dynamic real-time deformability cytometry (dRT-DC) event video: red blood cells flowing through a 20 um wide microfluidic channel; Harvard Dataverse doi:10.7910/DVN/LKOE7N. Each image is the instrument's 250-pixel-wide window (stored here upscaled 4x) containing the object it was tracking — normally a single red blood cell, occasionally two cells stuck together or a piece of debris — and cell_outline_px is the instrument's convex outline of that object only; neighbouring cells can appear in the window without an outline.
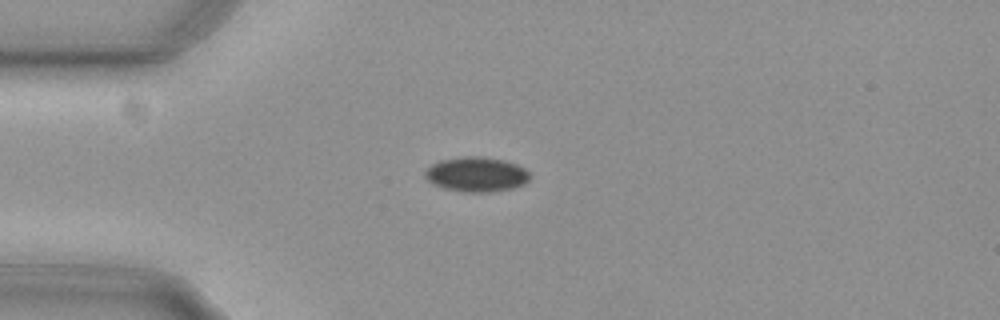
{"species": "common noctule bat (a hibernating species)", "species_latin": "Nyctalus noctula", "temperature_condition": "cold", "stored_images_in_passage": 22, "camera_frame_rate_fps": 3000, "um_per_image_px": 0.085, "animal": {"sex": "female", "body_mass_g": 29.2, "forearm_length_mm": 56.3}, "frame": {"image": 1, "passage_image": 1, "time_ms": 0.0, "image_size_px": [1000, 320], "cell_outline_px": [[532, 176], [524, 184], [512, 188], [488, 192], [464, 192], [444, 188], [432, 184], [424, 176], [424, 172], [432, 164], [440, 160], [464, 156], [480, 156], [504, 160], [516, 164], [524, 168]], "centroid_in_image_um": [40.49, 14.82], "position_along_channel_um": 44.5, "area_um2": 21.27}}
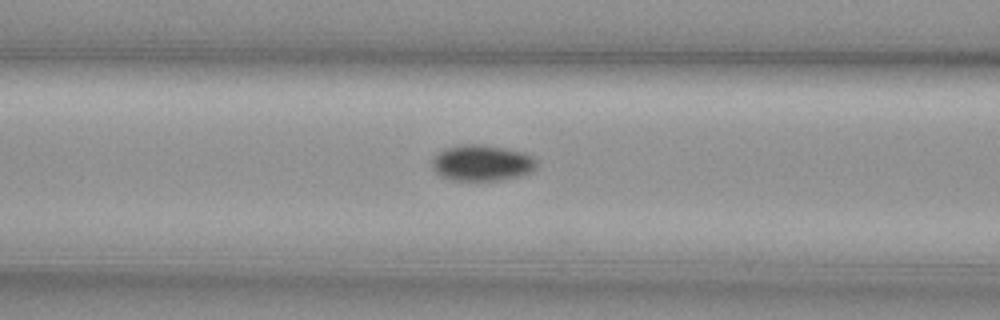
{"frame": {"image": 2, "passage_image": 9, "time_ms": 2.667, "image_size_px": [1000, 320], "cell_outline_px": [[536, 168], [532, 172], [520, 176], [500, 180], [452, 180], [440, 176], [432, 168], [432, 160], [444, 148], [460, 144], [484, 144], [524, 152], [532, 156], [536, 160]], "centroid_in_image_um": [40.97, 13.84], "position_along_channel_um": 125.6, "area_um2": 22.08}}
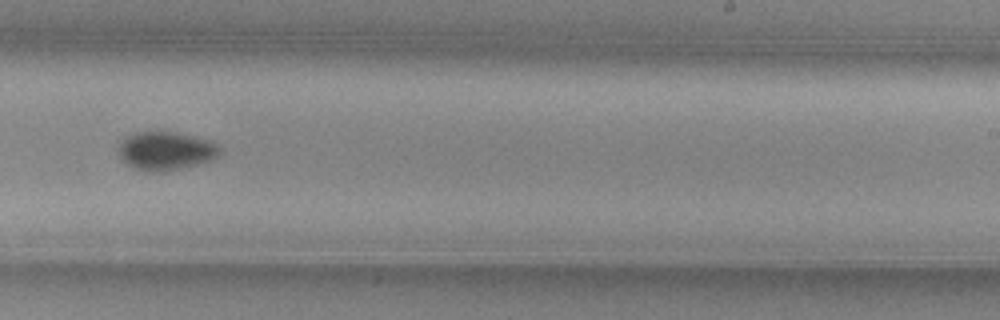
{"frame": {"image": 3, "passage_image": 21, "time_ms": 6.667, "image_size_px": [1000, 320], "cell_outline_px": [[220, 152], [212, 160], [168, 172], [148, 172], [136, 168], [128, 164], [120, 156], [120, 140], [124, 136], [136, 132], [176, 132], [212, 140], [220, 148]], "centroid_in_image_um": [14.11, 12.82], "position_along_channel_um": 274.9, "area_um2": 22.77}}